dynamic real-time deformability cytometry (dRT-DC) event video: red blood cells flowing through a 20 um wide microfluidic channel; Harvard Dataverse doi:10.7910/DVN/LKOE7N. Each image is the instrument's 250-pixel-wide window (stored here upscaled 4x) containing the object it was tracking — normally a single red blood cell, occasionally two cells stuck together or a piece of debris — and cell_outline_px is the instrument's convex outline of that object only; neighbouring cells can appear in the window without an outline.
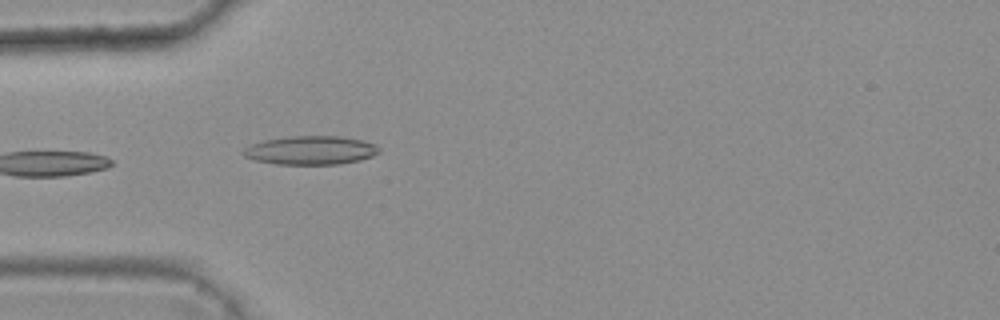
{"species": "common noctule bat (a hibernating species)", "species_latin": "Nyctalus noctula", "temperature_condition": "warm", "stored_images_in_passage": 5, "camera_frame_rate_fps": 3000, "um_per_image_px": 0.085, "animal": {"sex": "female", "body_mass_g": 25.1}, "frame": {"image": 1, "passage_image": 5, "time_ms": 1.333, "image_size_px": [1000, 320], "cell_outline_px": [[380, 152], [372, 156], [360, 160], [340, 164], [276, 164], [256, 160], [244, 156], [240, 152], [244, 148], [252, 144], [264, 140], [288, 136], [340, 136], [360, 140], [376, 144], [380, 148]], "centroid_in_image_um": [26.41, 12.77], "position_along_channel_um": 58.6, "area_um2": 22.72}}